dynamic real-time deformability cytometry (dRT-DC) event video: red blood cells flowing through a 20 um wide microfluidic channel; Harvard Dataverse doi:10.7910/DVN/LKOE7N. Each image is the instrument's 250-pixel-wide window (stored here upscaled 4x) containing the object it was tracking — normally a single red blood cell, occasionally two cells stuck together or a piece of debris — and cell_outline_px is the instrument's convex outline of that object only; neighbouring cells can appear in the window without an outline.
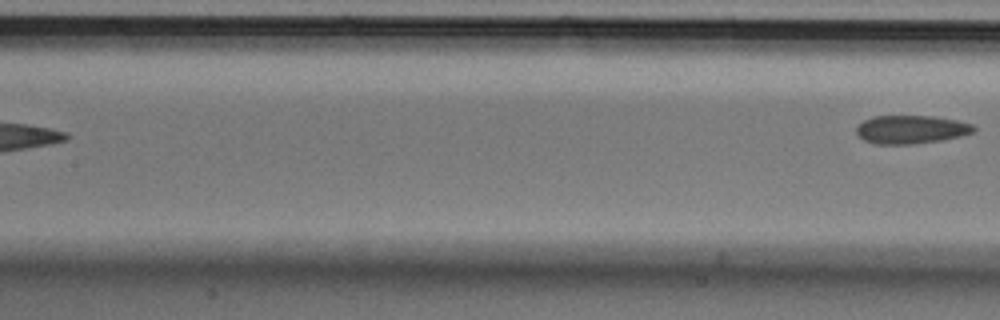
{"species": "Egyptian fruit bat (a non-hibernating species)", "species_latin": "Rousettus aegyptiacus", "temperature_condition": "cold", "stored_images_in_passage": 4, "segment_of_instrument_passage": [2, 2], "camera_frame_rate_fps": 3000, "um_per_image_px": 0.085, "animal": {"sex": "male"}, "frame": {"image": 1, "passage_image": 4, "time_ms": 1.0, "image_size_px": [1000, 320], "cell_outline_px": [[976, 128], [972, 132], [960, 136], [940, 140], [912, 144], [876, 144], [864, 140], [856, 132], [856, 128], [864, 120], [872, 116], [932, 116], [956, 120], [972, 124]], "centroid_in_image_um": [77.42, 11.0], "position_along_channel_um": 130.0, "area_um2": 19.19}}